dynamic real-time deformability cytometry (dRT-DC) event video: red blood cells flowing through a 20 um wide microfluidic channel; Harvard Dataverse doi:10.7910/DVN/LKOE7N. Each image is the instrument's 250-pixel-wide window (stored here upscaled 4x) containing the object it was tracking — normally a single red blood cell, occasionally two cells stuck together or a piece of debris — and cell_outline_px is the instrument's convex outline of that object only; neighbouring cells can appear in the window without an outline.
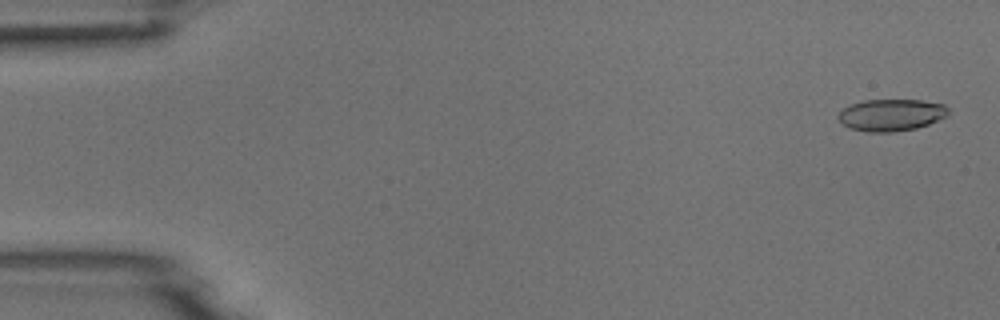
{"species": "common noctule bat (a hibernating species)", "species_latin": "Nyctalus noctula", "temperature_condition": "room temperature", "stored_images_in_passage": 5, "camera_frame_rate_fps": 3000, "um_per_image_px": 0.085, "animal": {"sex": "male", "body_mass_g": 18.8}, "frame": {"image": 1, "passage_image": 1, "time_ms": 0.0, "image_size_px": [1000, 320], "cell_outline_px": [[948, 116], [928, 124], [916, 128], [892, 132], [868, 132], [848, 128], [836, 116], [844, 108], [852, 104], [864, 100], [920, 100], [944, 104], [948, 108]], "centroid_in_image_um": [75.76, 9.77], "position_along_channel_um": 9.2, "area_um2": 20.4}}
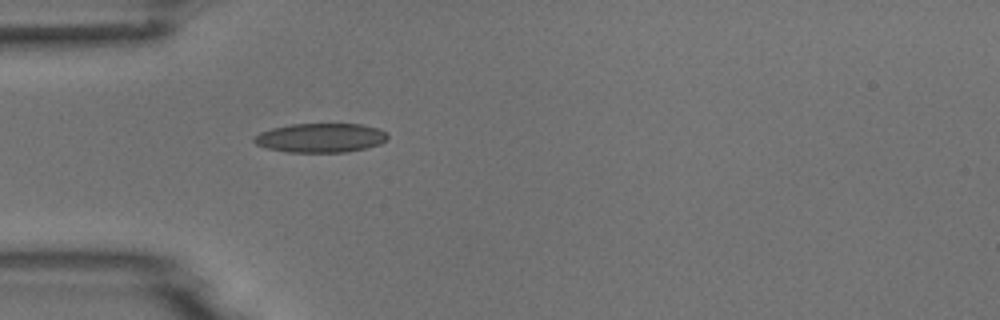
{"frame": {"image": 2, "passage_image": 5, "time_ms": 4.667, "image_size_px": [1000, 320], "cell_outline_px": [[388, 140], [380, 144], [348, 152], [288, 152], [268, 148], [256, 144], [252, 140], [252, 136], [260, 132], [272, 128], [292, 124], [360, 124], [380, 128], [388, 136]], "centroid_in_image_um": [27.25, 11.71], "position_along_channel_um": 57.8, "area_um2": 22.77}}